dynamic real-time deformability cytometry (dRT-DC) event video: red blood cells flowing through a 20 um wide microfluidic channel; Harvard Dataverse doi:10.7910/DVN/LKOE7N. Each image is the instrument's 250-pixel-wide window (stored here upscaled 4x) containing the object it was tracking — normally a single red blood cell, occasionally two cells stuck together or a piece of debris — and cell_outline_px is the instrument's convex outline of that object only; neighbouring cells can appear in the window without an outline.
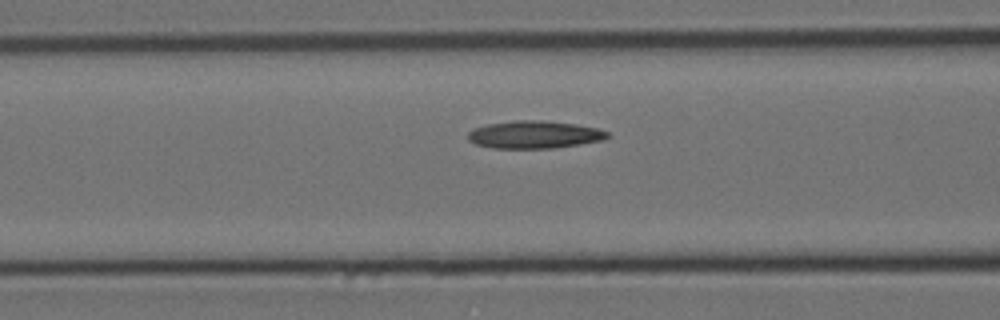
{"species": "Egyptian fruit bat (a non-hibernating species)", "species_latin": "Rousettus aegyptiacus", "temperature_condition": "cold", "stored_images_in_passage": 20, "camera_frame_rate_fps": 3000, "um_per_image_px": 0.085, "animal": {"sex": "female"}, "frame": {"image": 1, "passage_image": 15, "time_ms": 4.667, "image_size_px": [1000, 320], "cell_outline_px": [[612, 136], [604, 140], [580, 144], [552, 148], [492, 148], [476, 144], [468, 140], [468, 132], [472, 128], [488, 124], [516, 120], [544, 120], [576, 124], [596, 128], [608, 132]], "centroid_in_image_um": [45.43, 11.44], "position_along_channel_um": 121.2, "area_um2": 22.54}}